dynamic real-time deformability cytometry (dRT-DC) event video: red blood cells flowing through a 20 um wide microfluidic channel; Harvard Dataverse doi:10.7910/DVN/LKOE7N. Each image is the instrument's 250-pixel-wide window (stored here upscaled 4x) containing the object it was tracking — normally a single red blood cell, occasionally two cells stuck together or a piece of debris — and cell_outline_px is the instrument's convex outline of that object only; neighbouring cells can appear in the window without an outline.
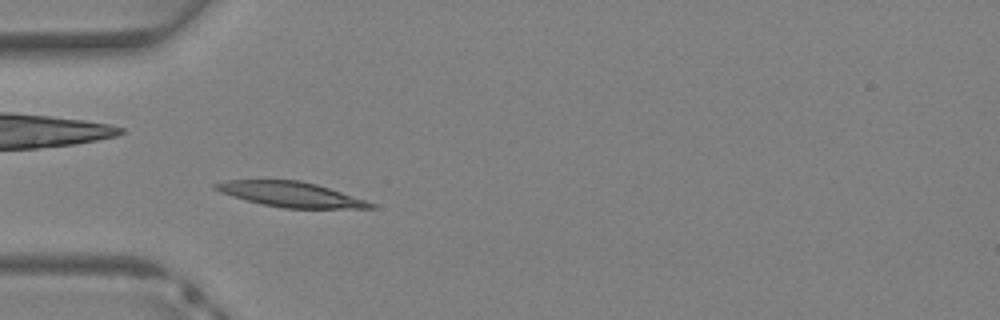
{"species": "Egyptian fruit bat (a non-hibernating species)", "species_latin": "Rousettus aegyptiacus", "temperature_condition": "warm", "stored_images_in_passage": 29, "camera_frame_rate_fps": 3000, "um_per_image_px": 0.085, "animal": {"sex": "female"}, "frame": {"image": 1, "passage_image": 3, "time_ms": 0.667, "image_size_px": [1000, 320], "cell_outline_px": [[376, 208], [284, 208], [264, 204], [232, 196], [220, 192], [212, 188], [212, 184], [224, 180], [300, 180], [316, 184], [376, 204]], "centroid_in_image_um": [24.65, 16.51], "position_along_channel_um": 60.3, "area_um2": 22.31}}
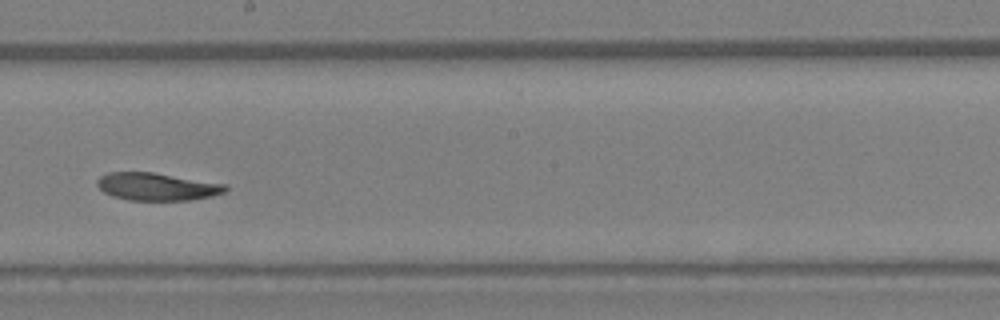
{"frame": {"image": 2, "passage_image": 13, "time_ms": 4.0, "image_size_px": [1000, 320], "cell_outline_px": [[228, 188], [224, 192], [212, 196], [192, 200], [128, 200], [112, 196], [104, 192], [96, 184], [96, 180], [100, 176], [108, 172], [152, 172], [228, 184]], "centroid_in_image_um": [13.34, 15.86], "position_along_channel_um": 234.9, "area_um2": 20.75}}
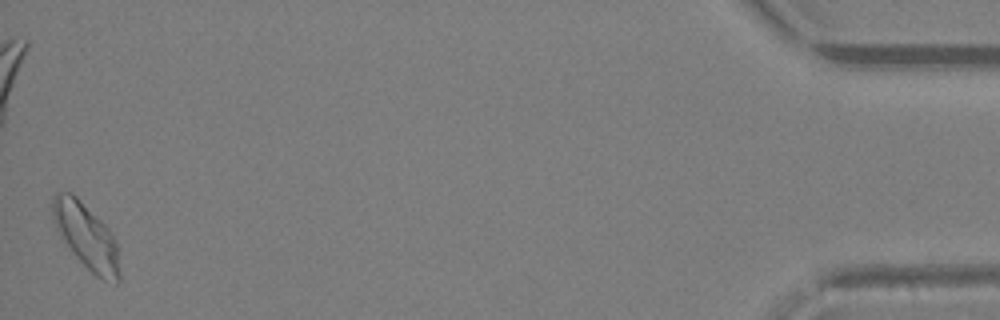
{"frame": {"image": 3, "passage_image": 29, "time_ms": 9.333, "image_size_px": [1000, 320], "cell_outline_px": [[120, 280], [116, 284], [104, 280], [96, 276], [76, 256], [64, 240], [52, 220], [52, 196], [56, 192], [72, 192], [108, 228], [116, 244], [120, 268]], "centroid_in_image_um": [7.34, 20.08], "position_along_channel_um": 427.9, "area_um2": 25.09}}